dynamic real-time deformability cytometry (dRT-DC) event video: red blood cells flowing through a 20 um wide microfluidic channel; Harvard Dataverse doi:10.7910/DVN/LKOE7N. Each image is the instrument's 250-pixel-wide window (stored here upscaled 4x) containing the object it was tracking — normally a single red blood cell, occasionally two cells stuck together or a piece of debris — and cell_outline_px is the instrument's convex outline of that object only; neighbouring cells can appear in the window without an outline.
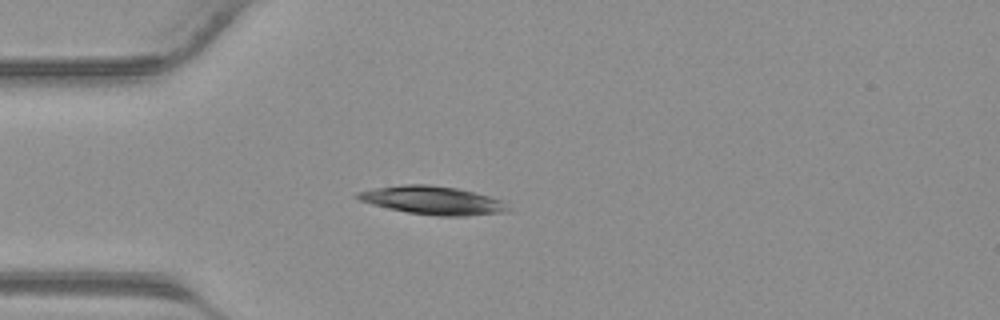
{"species": "common noctule bat (a hibernating species)", "species_latin": "Nyctalus noctula", "temperature_condition": "warm", "stored_images_in_passage": 31, "camera_frame_rate_fps": 3000, "um_per_image_px": 0.085, "animal": {"sex": "male", "body_mass_g": 23.1, "forearm_length_mm": 52.7}, "frame": {"image": 1, "passage_image": 1, "time_ms": 0.0, "image_size_px": [1000, 320], "cell_outline_px": [[512, 212], [464, 216], [436, 216], [408, 212], [388, 208], [372, 204], [360, 200], [352, 196], [356, 192], [376, 188], [404, 184], [428, 184], [456, 188], [488, 196], [500, 200]], "centroid_in_image_um": [36.75, 17.03], "position_along_channel_um": 48.2, "area_um2": 24.68}}
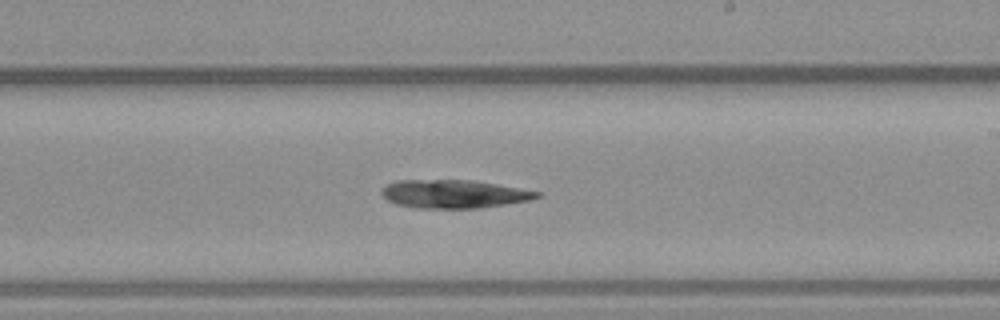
{"frame": {"image": 2, "passage_image": 14, "time_ms": 4.333, "image_size_px": [1000, 320], "cell_outline_px": [[544, 192], [540, 196], [528, 200], [480, 208], [416, 208], [396, 204], [388, 200], [380, 192], [380, 188], [384, 184], [396, 180], [472, 180]], "centroid_in_image_um": [38.53, 16.48], "position_along_channel_um": 250.5, "area_um2": 25.72}}
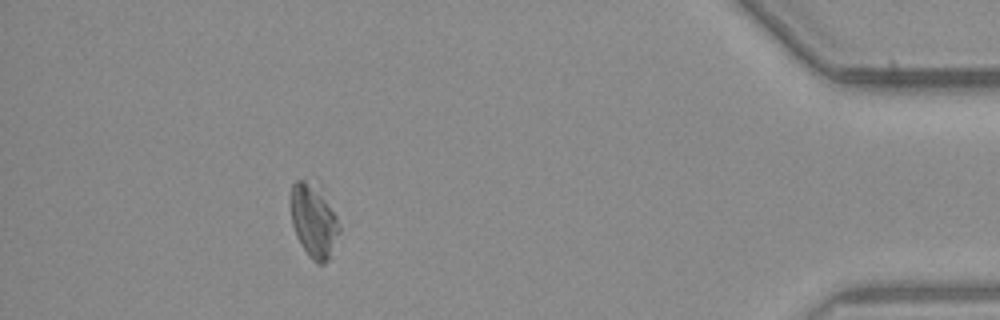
{"frame": {"image": 3, "passage_image": 27, "time_ms": 8.667, "image_size_px": [1000, 320], "cell_outline_px": [[340, 232], [328, 260], [324, 264], [316, 264], [308, 256], [300, 244], [296, 236], [292, 224], [292, 184], [296, 180], [316, 176], [320, 180], [336, 216], [340, 228]], "centroid_in_image_um": [26.69, 18.64], "position_along_channel_um": 408.5, "area_um2": 21.79}}